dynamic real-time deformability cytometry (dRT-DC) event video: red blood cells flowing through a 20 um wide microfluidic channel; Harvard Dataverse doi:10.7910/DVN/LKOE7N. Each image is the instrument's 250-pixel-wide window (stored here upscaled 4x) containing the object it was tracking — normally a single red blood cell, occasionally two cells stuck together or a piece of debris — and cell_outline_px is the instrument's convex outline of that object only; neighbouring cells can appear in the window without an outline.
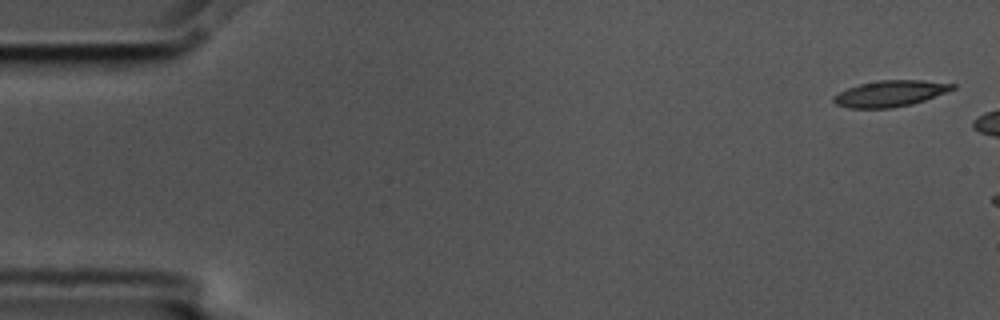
{"species": "common noctule bat (a hibernating species)", "species_latin": "Nyctalus noctula", "temperature_condition": "cold", "stored_images_in_passage": 3, "camera_frame_rate_fps": 3000, "um_per_image_px": 0.085, "animal": {"sex": "male", "body_mass_g": 17.5, "forearm_length_mm": 52.3}, "frame": {"image": 1, "passage_image": 1, "time_ms": 0.0, "image_size_px": [1000, 320], "cell_outline_px": [[956, 88], [924, 100], [912, 104], [892, 108], [848, 108], [836, 104], [832, 100], [832, 96], [848, 88], [860, 84], [880, 80], [920, 80], [956, 84]], "centroid_in_image_um": [75.64, 7.95], "position_along_channel_um": 9.4, "area_um2": 17.98}}